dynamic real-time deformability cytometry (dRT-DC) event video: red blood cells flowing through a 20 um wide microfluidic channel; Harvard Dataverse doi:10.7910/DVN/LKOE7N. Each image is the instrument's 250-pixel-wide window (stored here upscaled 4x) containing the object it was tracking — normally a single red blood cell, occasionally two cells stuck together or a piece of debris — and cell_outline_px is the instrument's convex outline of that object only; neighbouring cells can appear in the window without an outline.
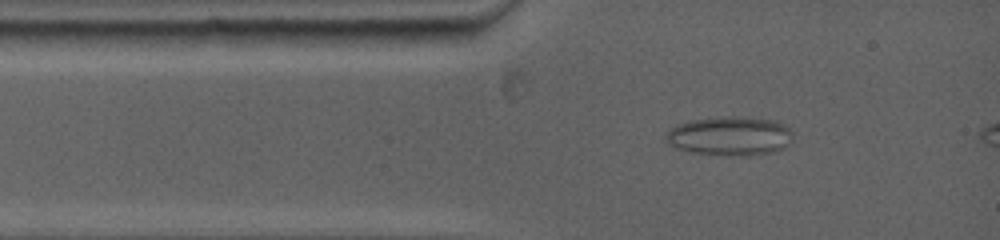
{"species": "common noctule bat (a hibernating species)", "species_latin": "Nyctalus noctula", "temperature_condition": "warm", "stored_images_in_passage": 59, "segment_of_instrument_passage": [1, 2], "camera_frame_rate_fps": 5000, "um_per_image_px": 0.085, "animal": {"sex": "female", "body_mass_g": 19.0, "forearm_length_mm": 53.3}, "frame": {"image": 1, "passage_image": 7, "time_ms": 1.2, "image_size_px": [1000, 240], "cell_outline_px": [[792, 132], [772, 148], [752, 152], [704, 152], [684, 148], [672, 144], [664, 136], [676, 124], [688, 120], [720, 116], [760, 116], [780, 120], [792, 128]], "centroid_in_image_um": [61.96, 11.38], "position_along_channel_um": 23.0, "area_um2": 26.59}}
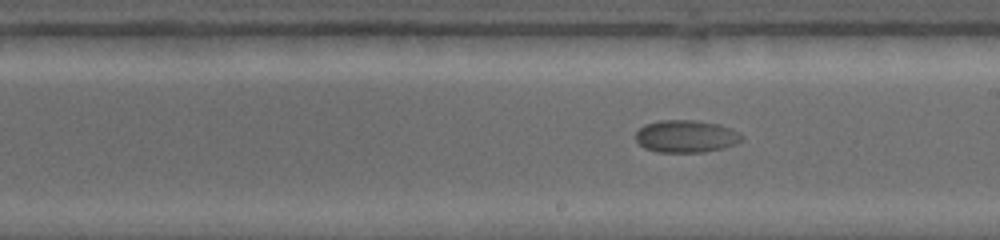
{"frame": {"image": 2, "passage_image": 31, "time_ms": 7.2, "image_size_px": [1000, 240], "cell_outline_px": [[740, 140], [732, 144], [716, 148], [696, 152], [660, 152], [648, 148], [640, 144], [636, 140], [636, 132], [644, 124], [660, 120], [696, 120], [720, 124], [732, 128], [740, 132]], "centroid_in_image_um": [58.27, 11.55], "position_along_channel_um": 230.7, "area_um2": 19.54}}
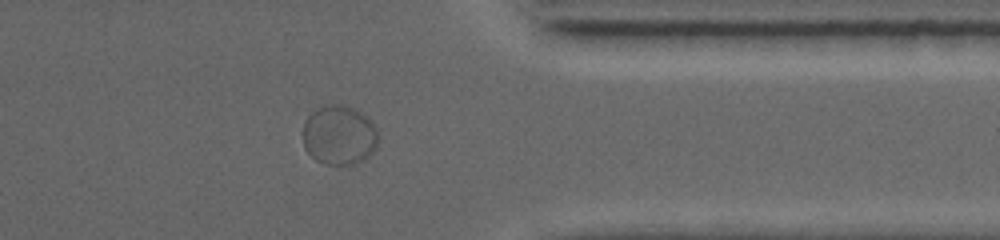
{"frame": {"image": 3, "passage_image": 51, "time_ms": 11.6, "image_size_px": [1000, 240], "cell_outline_px": [[376, 148], [368, 156], [352, 164], [328, 164], [316, 160], [304, 148], [304, 120], [316, 108], [328, 104], [344, 104], [356, 108], [368, 116], [372, 120], [376, 128]], "centroid_in_image_um": [28.83, 11.44], "position_along_channel_um": 382.6, "area_um2": 26.13}}